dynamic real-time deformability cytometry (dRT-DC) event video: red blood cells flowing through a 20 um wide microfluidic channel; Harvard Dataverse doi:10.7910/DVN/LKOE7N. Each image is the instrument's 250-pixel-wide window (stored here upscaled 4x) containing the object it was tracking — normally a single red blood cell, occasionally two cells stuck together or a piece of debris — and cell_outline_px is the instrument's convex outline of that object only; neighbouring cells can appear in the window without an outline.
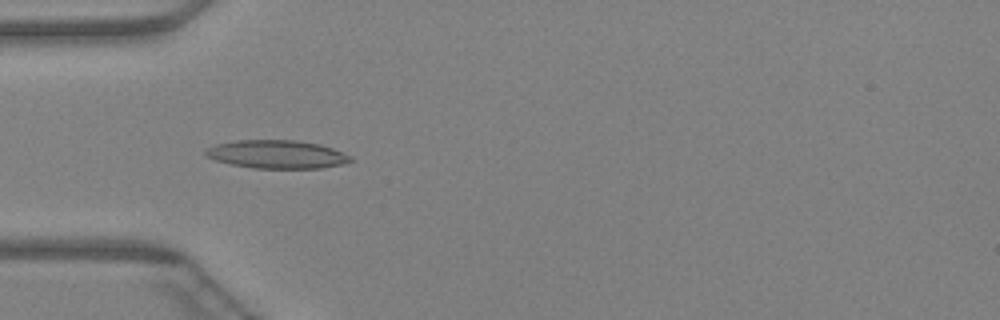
{"species": "Egyptian fruit bat (a non-hibernating species)", "species_latin": "Rousettus aegyptiacus", "temperature_condition": "warm", "stored_images_in_passage": 40, "camera_frame_rate_fps": 3000, "um_per_image_px": 0.085, "animal": {"sex": "female"}, "frame": {"image": 1, "passage_image": 8, "time_ms": 2.333, "image_size_px": [1000, 320], "cell_outline_px": [[356, 160], [344, 164], [320, 168], [252, 168], [232, 164], [216, 160], [204, 156], [204, 152], [208, 148], [216, 144], [236, 140], [296, 140], [320, 144], [332, 148], [352, 156]], "centroid_in_image_um": [23.57, 13.12], "position_along_channel_um": 61.4, "area_um2": 23.99}}
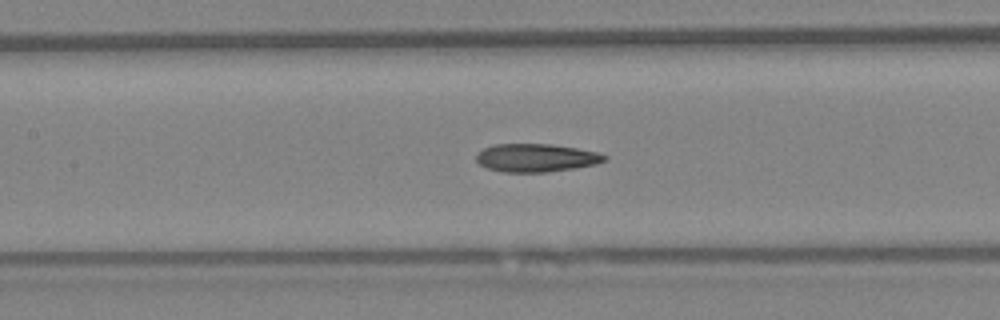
{"frame": {"image": 2, "passage_image": 15, "time_ms": 4.667, "image_size_px": [1000, 320], "cell_outline_px": [[608, 160], [596, 164], [576, 168], [548, 172], [504, 172], [488, 168], [480, 164], [476, 160], [476, 152], [484, 148], [496, 144], [552, 144], [576, 148], [596, 152], [608, 156]], "centroid_in_image_um": [45.58, 13.41], "position_along_channel_um": 161.8, "area_um2": 21.1}}
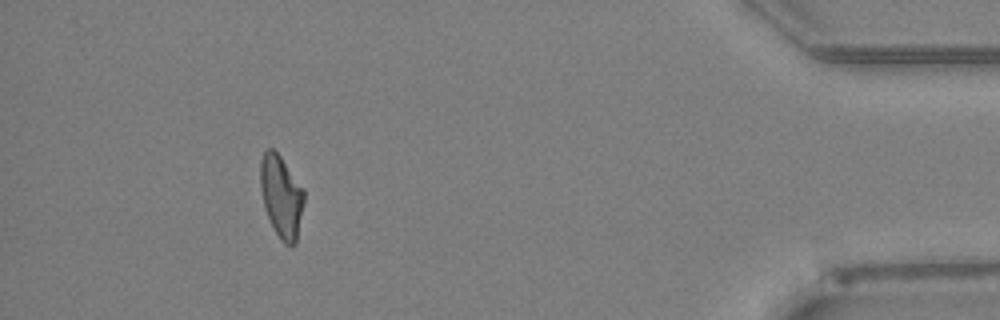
{"frame": {"image": 3, "passage_image": 36, "time_ms": 11.667, "image_size_px": [1000, 320], "cell_outline_px": [[304, 204], [296, 244], [292, 248], [284, 244], [280, 240], [268, 216], [264, 204], [260, 188], [260, 160], [264, 152], [268, 148], [272, 148], [280, 156], [304, 188]], "centroid_in_image_um": [23.93, 16.72], "position_along_channel_um": 411.3, "area_um2": 21.04}}